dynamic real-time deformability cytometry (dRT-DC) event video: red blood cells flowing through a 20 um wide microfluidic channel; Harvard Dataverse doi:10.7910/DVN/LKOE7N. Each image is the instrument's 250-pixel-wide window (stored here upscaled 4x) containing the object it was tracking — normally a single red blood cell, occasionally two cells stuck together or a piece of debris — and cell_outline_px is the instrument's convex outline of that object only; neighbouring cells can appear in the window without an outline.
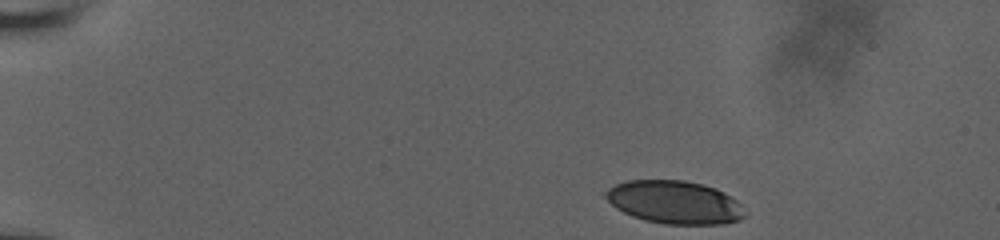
{"species": "human", "species_latin": "Homo sapiens", "temperature_condition": "room temperature", "stored_images_in_passage": 47, "camera_frame_rate_fps": 3000, "um_per_image_px": 0.085, "donor": {"sex": "male"}, "frame": {"image": 1, "passage_image": 1, "time_ms": 0.0, "image_size_px": [1000, 240], "cell_outline_px": [[744, 216], [740, 220], [724, 224], [664, 224], [644, 220], [632, 216], [616, 208], [604, 196], [604, 192], [608, 188], [616, 184], [628, 180], [684, 180], [716, 188], [724, 192], [736, 200], [740, 204]], "centroid_in_image_um": [57.32, 17.19], "position_along_channel_um": 27.7, "area_um2": 34.8}}
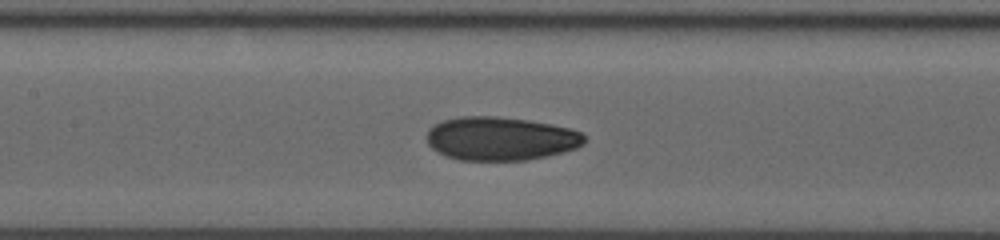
{"frame": {"image": 2, "passage_image": 20, "time_ms": 6.333, "image_size_px": [1000, 240], "cell_outline_px": [[584, 144], [576, 148], [564, 152], [548, 156], [528, 160], [460, 160], [444, 156], [436, 152], [428, 144], [428, 128], [444, 120], [460, 116], [496, 116], [528, 120], [568, 128], [580, 132], [584, 136]], "centroid_in_image_um": [42.53, 11.79], "position_along_channel_um": 164.9, "area_um2": 40.0}}
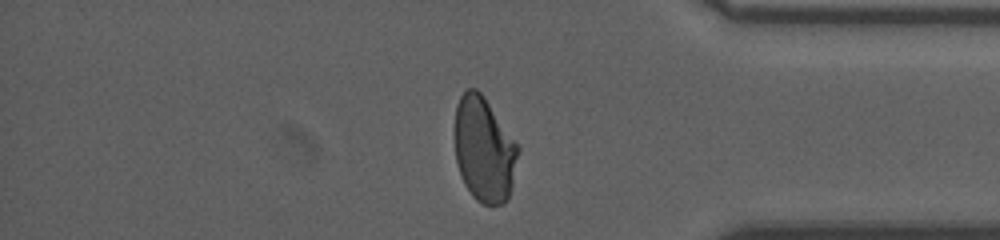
{"frame": {"image": 3, "passage_image": 39, "time_ms": 12.667, "image_size_px": [1000, 240], "cell_outline_px": [[520, 148], [512, 184], [508, 200], [504, 204], [492, 208], [476, 200], [472, 196], [464, 184], [456, 160], [456, 104], [460, 96], [468, 88], [476, 88], [484, 96]], "centroid_in_image_um": [41.16, 12.75], "position_along_channel_um": 394.0, "area_um2": 38.73}, "authors_computed_cell_mechanics": {"area_um2": 38.8416, "velocity_mm_per_s": 3.8508, "shape_relaxation_time_tau1_ms": null, "shape_relaxation_time_tau2_ms": 1.3117, "deformation_change_tau1": null, "deformation_change_tau2": 0.057}}